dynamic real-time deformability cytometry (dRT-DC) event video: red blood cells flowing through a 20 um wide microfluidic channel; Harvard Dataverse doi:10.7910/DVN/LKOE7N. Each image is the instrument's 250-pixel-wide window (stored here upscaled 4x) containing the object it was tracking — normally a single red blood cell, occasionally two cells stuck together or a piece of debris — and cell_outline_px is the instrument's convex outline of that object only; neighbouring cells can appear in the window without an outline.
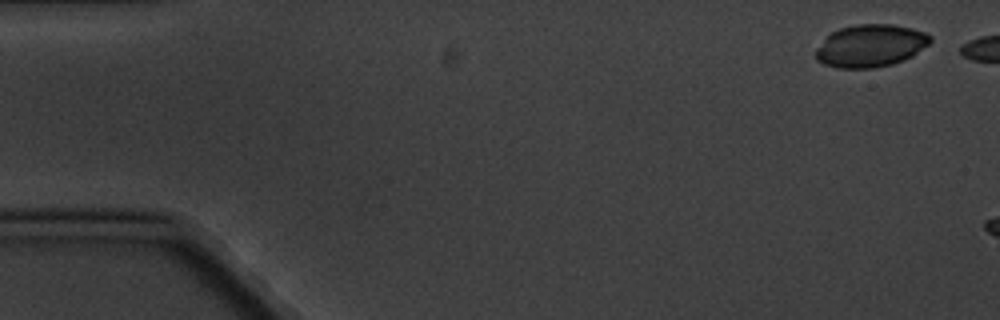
{"species": "common noctule bat (a hibernating species)", "species_latin": "Nyctalus noctula", "temperature_condition": "cold", "stored_images_in_passage": 3, "camera_frame_rate_fps": 3000, "um_per_image_px": 0.085, "animal": {"sex": "male", "body_mass_g": 20.1, "forearm_length_mm": 53.5}, "frame": {"image": 1, "passage_image": 1, "time_ms": 0.0, "image_size_px": [1000, 320], "cell_outline_px": [[932, 40], [928, 44], [912, 56], [904, 60], [892, 64], [872, 68], [836, 68], [824, 64], [816, 60], [816, 48], [832, 32], [840, 28], [856, 24], [892, 24], [912, 28], [924, 32], [932, 36]], "centroid_in_image_um": [74.0, 3.89], "position_along_channel_um": 11.0, "area_um2": 28.32}}